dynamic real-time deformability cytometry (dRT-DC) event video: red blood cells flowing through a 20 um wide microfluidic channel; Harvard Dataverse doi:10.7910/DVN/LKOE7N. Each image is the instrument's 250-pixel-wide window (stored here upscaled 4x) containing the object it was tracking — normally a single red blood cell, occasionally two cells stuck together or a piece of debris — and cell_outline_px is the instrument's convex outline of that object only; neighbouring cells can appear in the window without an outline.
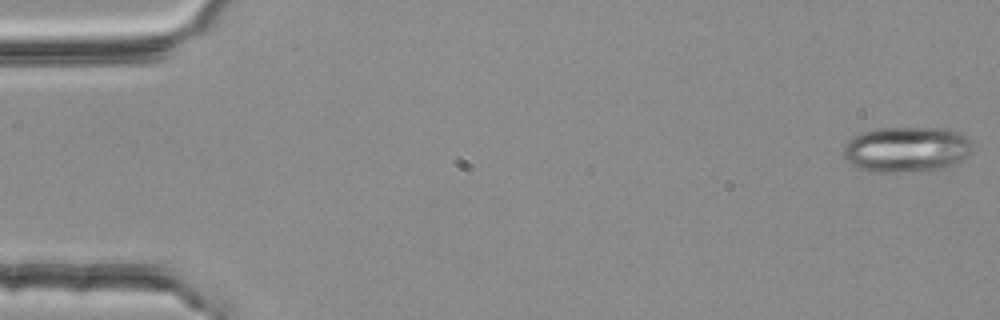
{"species": "common noctule bat (a hibernating species)", "species_latin": "Nyctalus noctula", "temperature_condition": "room temperature", "stored_images_in_passage": 5, "camera_frame_rate_fps": 3000, "um_per_image_px": 0.085, "animal": {"sex": "female", "body_mass_g": 25.1}, "frame": {"image": 1, "passage_image": 1, "time_ms": 0.0, "image_size_px": [1000, 320], "cell_outline_px": [[972, 144], [968, 152], [960, 160], [952, 164], [940, 168], [896, 172], [880, 172], [860, 168], [852, 164], [844, 156], [844, 144], [848, 140], [860, 132], [876, 128], [948, 128], [960, 132]], "centroid_in_image_um": [77.01, 12.66], "position_along_channel_um": 8.0, "area_um2": 33.64}}